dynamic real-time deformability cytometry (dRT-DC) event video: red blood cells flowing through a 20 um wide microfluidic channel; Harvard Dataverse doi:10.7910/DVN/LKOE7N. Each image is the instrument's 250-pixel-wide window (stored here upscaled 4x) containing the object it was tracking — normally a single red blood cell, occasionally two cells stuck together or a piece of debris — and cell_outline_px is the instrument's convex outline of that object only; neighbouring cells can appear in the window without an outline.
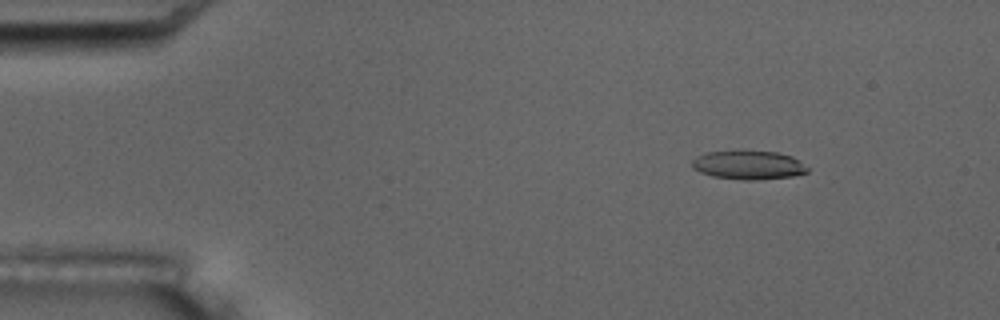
{"species": "common noctule bat (a hibernating species)", "species_latin": "Nyctalus noctula", "temperature_condition": "room temperature", "stored_images_in_passage": 7, "camera_frame_rate_fps": 3000, "um_per_image_px": 0.085, "animal": {"sex": "male", "body_mass_g": 17.5, "forearm_length_mm": 52.3}, "frame": {"image": 1, "passage_image": 3, "time_ms": 2.333, "image_size_px": [1000, 320], "cell_outline_px": [[808, 172], [792, 176], [752, 180], [744, 180], [712, 176], [700, 172], [692, 168], [692, 160], [696, 156], [708, 152], [736, 148], [740, 148], [776, 152], [792, 156], [808, 168]], "centroid_in_image_um": [63.56, 13.98], "position_along_channel_um": 21.4, "area_um2": 19.94}}